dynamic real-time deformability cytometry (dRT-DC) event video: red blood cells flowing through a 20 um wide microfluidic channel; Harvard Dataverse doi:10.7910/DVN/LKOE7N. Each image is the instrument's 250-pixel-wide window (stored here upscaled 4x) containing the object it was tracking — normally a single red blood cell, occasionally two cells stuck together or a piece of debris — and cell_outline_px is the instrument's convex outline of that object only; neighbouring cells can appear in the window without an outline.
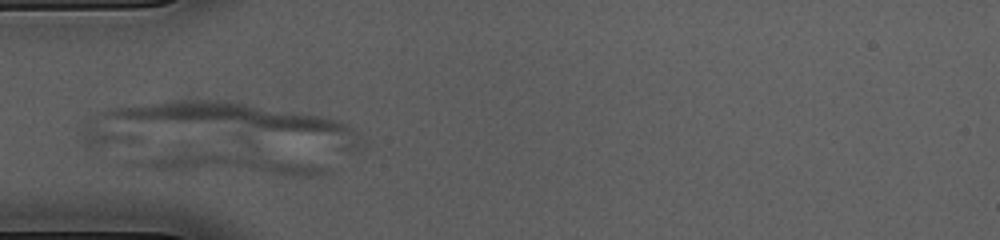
{"species": "common noctule bat (a hibernating species)", "species_latin": "Nyctalus noctula", "temperature_condition": "cold", "stored_images_in_passage": 21, "camera_frame_rate_fps": 3000, "um_per_image_px": 0.085, "animal": {"sex": "female", "body_mass_g": 23.0, "forearm_length_mm": 53.4}, "frame": {"image": 1, "passage_image": 1, "time_ms": 0.0, "image_size_px": [1000, 240], "cell_outline_px": [[328, 168], [324, 172], [312, 176], [148, 168], [128, 164], [128, 160], [244, 136], [248, 136]], "centroid_in_image_um": [19.8, 13.52], "position_along_channel_um": 65.2, "area_um2": 31.96}}